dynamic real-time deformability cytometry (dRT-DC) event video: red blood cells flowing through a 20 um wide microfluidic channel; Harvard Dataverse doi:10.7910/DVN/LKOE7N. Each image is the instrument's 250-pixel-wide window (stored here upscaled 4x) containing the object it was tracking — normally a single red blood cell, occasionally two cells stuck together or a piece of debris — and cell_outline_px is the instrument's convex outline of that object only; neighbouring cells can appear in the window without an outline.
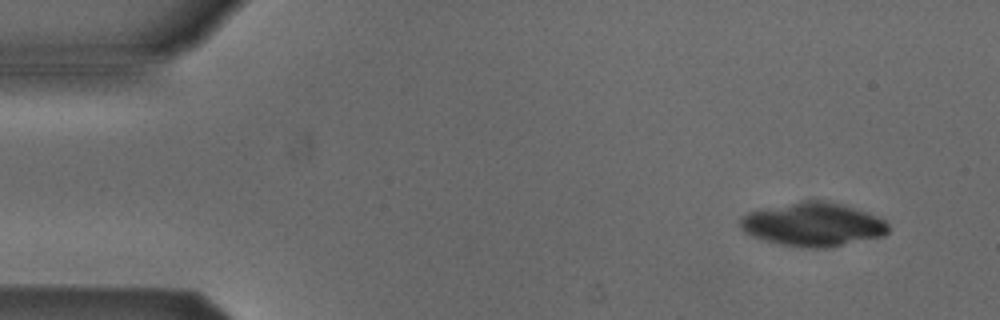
{"species": "Egyptian fruit bat (a non-hibernating species)", "species_latin": "Rousettus aegyptiacus", "temperature_condition": "cold", "stored_images_in_passage": 4, "camera_frame_rate_fps": 3000, "um_per_image_px": 0.085, "animal": {"sex": "male"}, "frame": {"image": 1, "passage_image": 1, "time_ms": 0.0, "image_size_px": [1000, 320], "cell_outline_px": [[888, 232], [884, 236], [832, 248], [800, 248], [780, 244], [764, 240], [752, 236], [744, 232], [740, 228], [740, 220], [748, 212], [808, 200], [824, 200], [840, 204], [876, 216], [884, 220], [888, 224]], "centroid_in_image_um": [69.12, 19.11], "position_along_channel_um": 15.9, "area_um2": 37.45}}